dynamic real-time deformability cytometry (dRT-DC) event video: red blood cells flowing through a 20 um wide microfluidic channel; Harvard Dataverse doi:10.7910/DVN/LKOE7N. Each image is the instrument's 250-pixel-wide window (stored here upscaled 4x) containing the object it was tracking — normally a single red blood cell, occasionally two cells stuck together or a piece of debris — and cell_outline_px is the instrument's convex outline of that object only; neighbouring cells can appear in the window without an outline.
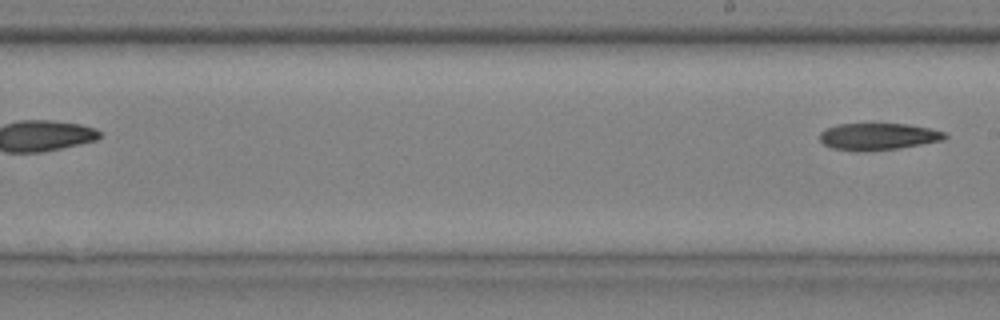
{"species": "common noctule bat (a hibernating species)", "species_latin": "Nyctalus noctula", "temperature_condition": "cold", "stored_images_in_passage": 6, "segment_of_instrument_passage": [2, 2], "camera_frame_rate_fps": 3000, "um_per_image_px": 0.085, "animal": {"sex": "male", "body_mass_g": 20.4}, "frame": {"image": 1, "passage_image": 6, "time_ms": 1.667, "image_size_px": [1000, 320], "cell_outline_px": [[948, 136], [944, 140], [900, 148], [868, 152], [856, 152], [832, 148], [824, 144], [820, 140], [820, 132], [836, 124], [908, 124], [932, 128], [944, 132]], "centroid_in_image_um": [74.65, 11.62], "position_along_channel_um": 214.3, "area_um2": 19.88}}